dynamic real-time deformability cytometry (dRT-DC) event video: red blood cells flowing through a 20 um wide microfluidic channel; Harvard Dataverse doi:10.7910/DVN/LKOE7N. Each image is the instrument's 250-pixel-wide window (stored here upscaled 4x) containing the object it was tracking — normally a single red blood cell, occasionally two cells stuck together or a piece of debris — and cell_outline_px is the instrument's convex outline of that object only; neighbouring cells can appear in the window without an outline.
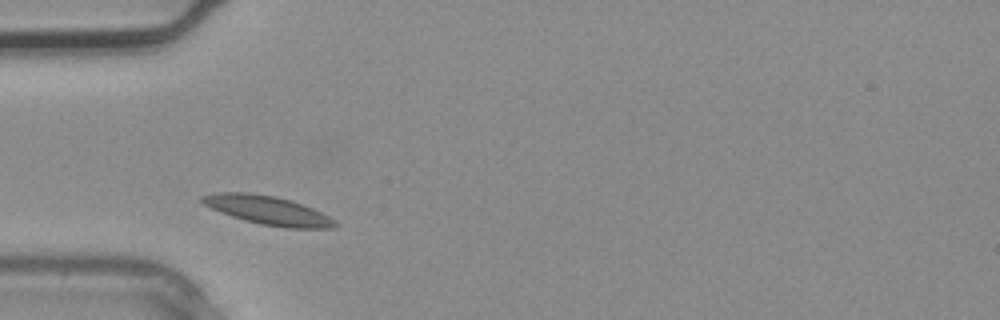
{"species": "common noctule bat (a hibernating species)", "species_latin": "Nyctalus noctula", "temperature_condition": "warm", "stored_images_in_passage": 2, "camera_frame_rate_fps": 3000, "um_per_image_px": 0.085, "animal": {"sex": "male", "body_mass_g": 20.4}, "frame": {"image": 1, "passage_image": 1, "time_ms": 0.0, "image_size_px": [1000, 320], "cell_outline_px": [[340, 224], [332, 228], [288, 228], [260, 224], [244, 220], [220, 212], [204, 204], [200, 200], [200, 196], [216, 192], [248, 192], [276, 196], [292, 200], [312, 208], [336, 220]], "centroid_in_image_um": [22.77, 17.87], "position_along_channel_um": 62.2, "area_um2": 22.31}}
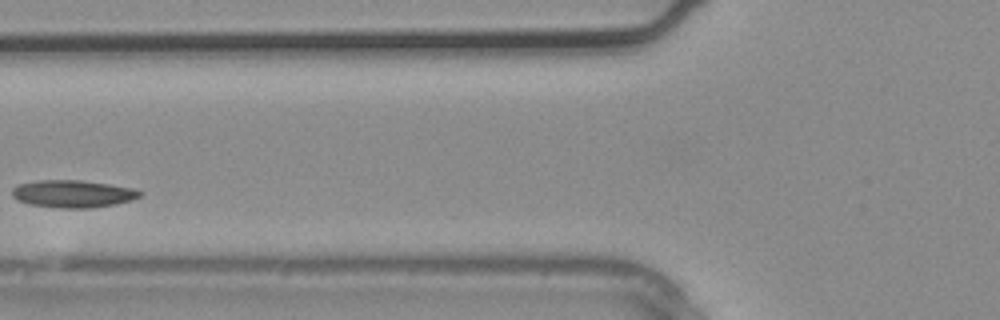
{"frame": {"image": 2, "passage_image": 2, "time_ms": 0.333, "image_size_px": [1000, 320], "cell_outline_px": [[144, 192], [140, 196], [132, 200], [116, 204], [92, 208], [60, 208], [28, 204], [16, 200], [12, 196], [12, 188], [20, 184], [40, 180], [80, 180], [108, 184], [132, 188]], "centroid_in_image_um": [6.19, 16.48], "position_along_channel_um": 119.6, "area_um2": 20.46}}